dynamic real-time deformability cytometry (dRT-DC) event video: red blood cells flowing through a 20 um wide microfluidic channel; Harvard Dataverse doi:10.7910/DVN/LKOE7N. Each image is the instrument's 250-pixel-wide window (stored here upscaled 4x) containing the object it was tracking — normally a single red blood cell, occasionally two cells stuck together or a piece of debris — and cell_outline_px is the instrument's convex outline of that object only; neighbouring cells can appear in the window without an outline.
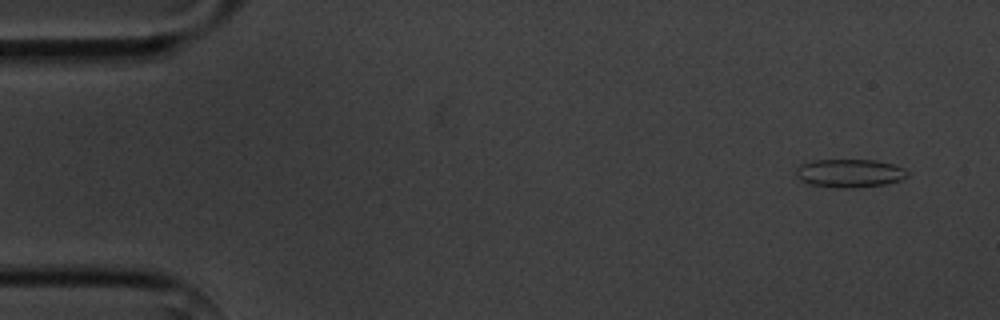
{"species": "common noctule bat (a hibernating species)", "species_latin": "Nyctalus noctula", "temperature_condition": "cold", "stored_images_in_passage": 7, "camera_frame_rate_fps": 3000, "um_per_image_px": 0.085, "animal": {"sex": "male", "body_mass_g": 20.1, "forearm_length_mm": 53.5}, "frame": {"image": 1, "passage_image": 1, "time_ms": 0.0, "image_size_px": [1000, 320], "cell_outline_px": [[908, 176], [900, 180], [888, 184], [852, 188], [832, 188], [808, 184], [800, 180], [796, 176], [796, 168], [800, 164], [812, 160], [876, 160], [892, 164], [904, 168], [908, 172]], "centroid_in_image_um": [72.19, 14.73], "position_along_channel_um": 12.8, "area_um2": 18.67}}
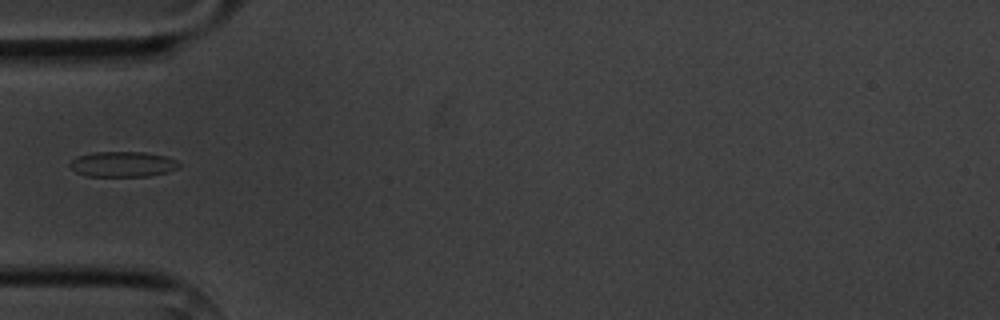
{"frame": {"image": 2, "passage_image": 5, "time_ms": 4.667, "image_size_px": [1000, 320], "cell_outline_px": [[180, 168], [168, 172], [148, 176], [88, 176], [76, 172], [68, 164], [76, 156], [96, 152], [144, 152], [164, 156], [176, 160], [180, 164]], "centroid_in_image_um": [10.44, 13.96], "position_along_channel_um": 74.6, "area_um2": 16.13}}
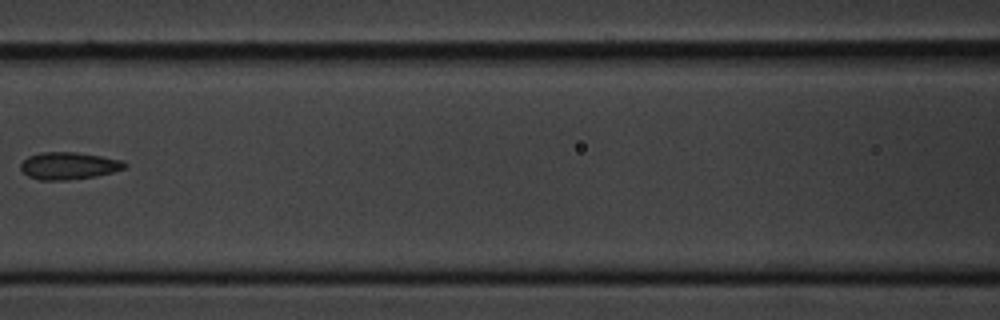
{"frame": {"image": 3, "passage_image": 7, "time_ms": 7.0, "image_size_px": [1000, 320], "cell_outline_px": [[128, 164], [124, 168], [112, 172], [96, 176], [68, 180], [40, 180], [28, 176], [20, 168], [20, 164], [28, 156], [40, 152], [76, 152], [100, 156], [120, 160]], "centroid_in_image_um": [5.81, 14.09], "position_along_channel_um": 160.8, "area_um2": 16.42}}